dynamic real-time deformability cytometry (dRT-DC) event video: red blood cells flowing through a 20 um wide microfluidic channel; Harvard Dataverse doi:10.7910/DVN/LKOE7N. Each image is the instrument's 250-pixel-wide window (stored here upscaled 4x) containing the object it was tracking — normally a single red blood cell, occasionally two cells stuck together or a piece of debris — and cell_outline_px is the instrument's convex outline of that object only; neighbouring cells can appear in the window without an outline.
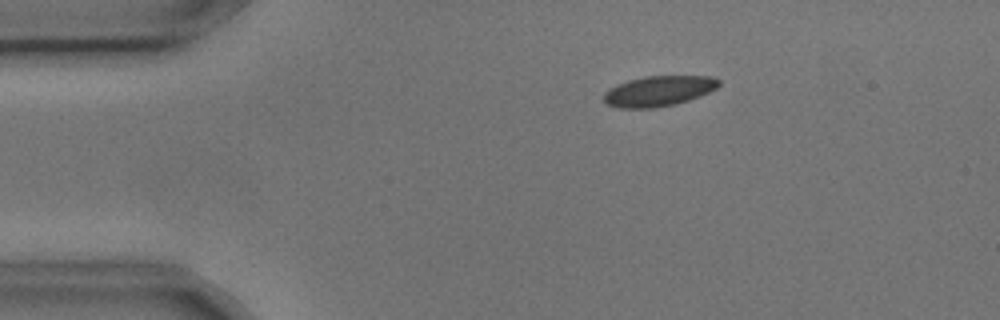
{"species": "common noctule bat (a hibernating species)", "species_latin": "Nyctalus noctula", "temperature_condition": "cold", "stored_images_in_passage": 6, "camera_frame_rate_fps": 3000, "um_per_image_px": 0.085, "animal": {"sex": "male", "body_mass_g": 17.9, "forearm_length_mm": 54.2}, "frame": {"image": 1, "passage_image": 3, "time_ms": 0.667, "image_size_px": [1000, 320], "cell_outline_px": [[720, 84], [716, 88], [700, 96], [676, 104], [656, 108], [616, 108], [608, 104], [604, 100], [604, 92], [608, 88], [616, 84], [628, 80], [644, 76], [712, 76], [720, 80]], "centroid_in_image_um": [55.96, 7.74], "position_along_channel_um": 29.0, "area_um2": 20.52}}